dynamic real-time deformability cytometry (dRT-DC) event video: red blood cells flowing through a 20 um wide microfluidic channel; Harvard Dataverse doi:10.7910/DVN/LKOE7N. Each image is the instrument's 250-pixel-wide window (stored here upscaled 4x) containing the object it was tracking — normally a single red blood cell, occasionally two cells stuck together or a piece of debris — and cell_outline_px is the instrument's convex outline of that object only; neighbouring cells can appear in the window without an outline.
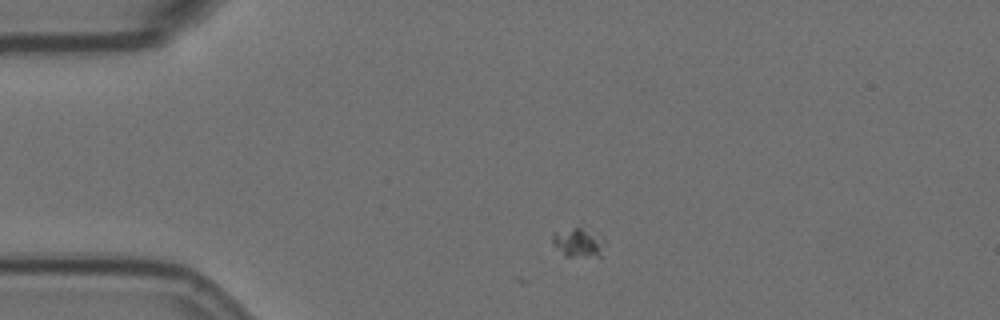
{"species": "Egyptian fruit bat (a non-hibernating species)", "species_latin": "Rousettus aegyptiacus", "temperature_condition": "room temperature", "stored_images_in_passage": 4, "camera_frame_rate_fps": 3000, "um_per_image_px": 0.085, "animal": {"sex": "female"}, "frame": {"image": 1, "passage_image": 4, "time_ms": 1.0, "image_size_px": [1000, 320], "cell_outline_px": [[604, 244], [600, 256], [564, 256], [552, 244], [552, 232], [580, 220], [604, 236]], "centroid_in_image_um": [49.15, 20.44], "position_along_channel_um": 35.8, "area_um2": 10.23}}